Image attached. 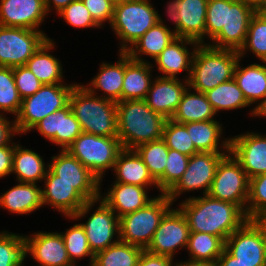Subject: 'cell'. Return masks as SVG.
<instances>
[{
	"label": "cell",
	"mask_w": 266,
	"mask_h": 266,
	"mask_svg": "<svg viewBox=\"0 0 266 266\" xmlns=\"http://www.w3.org/2000/svg\"><path fill=\"white\" fill-rule=\"evenodd\" d=\"M189 235L190 228L185 216L179 208H171L161 219L146 250L150 253L169 256L173 259L176 250H181L183 247L186 249Z\"/></svg>",
	"instance_id": "cell-15"
},
{
	"label": "cell",
	"mask_w": 266,
	"mask_h": 266,
	"mask_svg": "<svg viewBox=\"0 0 266 266\" xmlns=\"http://www.w3.org/2000/svg\"><path fill=\"white\" fill-rule=\"evenodd\" d=\"M248 220H266V173L249 179Z\"/></svg>",
	"instance_id": "cell-42"
},
{
	"label": "cell",
	"mask_w": 266,
	"mask_h": 266,
	"mask_svg": "<svg viewBox=\"0 0 266 266\" xmlns=\"http://www.w3.org/2000/svg\"><path fill=\"white\" fill-rule=\"evenodd\" d=\"M177 266H216V262H206V261H194V260H188V261H182L179 263H175Z\"/></svg>",
	"instance_id": "cell-57"
},
{
	"label": "cell",
	"mask_w": 266,
	"mask_h": 266,
	"mask_svg": "<svg viewBox=\"0 0 266 266\" xmlns=\"http://www.w3.org/2000/svg\"><path fill=\"white\" fill-rule=\"evenodd\" d=\"M98 201V208L85 223H80L85 229L90 249L94 254L119 241V217L101 198H98ZM115 234L118 237L116 240L113 239Z\"/></svg>",
	"instance_id": "cell-17"
},
{
	"label": "cell",
	"mask_w": 266,
	"mask_h": 266,
	"mask_svg": "<svg viewBox=\"0 0 266 266\" xmlns=\"http://www.w3.org/2000/svg\"><path fill=\"white\" fill-rule=\"evenodd\" d=\"M134 150L142 158L149 174L157 181L164 174L166 168L169 148L165 141L160 139L146 142L138 145Z\"/></svg>",
	"instance_id": "cell-40"
},
{
	"label": "cell",
	"mask_w": 266,
	"mask_h": 266,
	"mask_svg": "<svg viewBox=\"0 0 266 266\" xmlns=\"http://www.w3.org/2000/svg\"><path fill=\"white\" fill-rule=\"evenodd\" d=\"M202 196L190 197L179 205L190 232L209 233L226 241L248 220L238 205L212 198L208 194Z\"/></svg>",
	"instance_id": "cell-1"
},
{
	"label": "cell",
	"mask_w": 266,
	"mask_h": 266,
	"mask_svg": "<svg viewBox=\"0 0 266 266\" xmlns=\"http://www.w3.org/2000/svg\"><path fill=\"white\" fill-rule=\"evenodd\" d=\"M0 206L21 215L32 213L43 206L42 189L36 183L19 182L0 196Z\"/></svg>",
	"instance_id": "cell-32"
},
{
	"label": "cell",
	"mask_w": 266,
	"mask_h": 266,
	"mask_svg": "<svg viewBox=\"0 0 266 266\" xmlns=\"http://www.w3.org/2000/svg\"><path fill=\"white\" fill-rule=\"evenodd\" d=\"M230 152L248 178L266 173V135L247 132L230 138Z\"/></svg>",
	"instance_id": "cell-18"
},
{
	"label": "cell",
	"mask_w": 266,
	"mask_h": 266,
	"mask_svg": "<svg viewBox=\"0 0 266 266\" xmlns=\"http://www.w3.org/2000/svg\"><path fill=\"white\" fill-rule=\"evenodd\" d=\"M49 165L45 166L43 158L32 151L15 144L12 161V173H15L18 182L37 183L47 174Z\"/></svg>",
	"instance_id": "cell-34"
},
{
	"label": "cell",
	"mask_w": 266,
	"mask_h": 266,
	"mask_svg": "<svg viewBox=\"0 0 266 266\" xmlns=\"http://www.w3.org/2000/svg\"><path fill=\"white\" fill-rule=\"evenodd\" d=\"M188 87L187 79L180 82L178 78H166L160 75L151 83L145 102L154 112L171 119Z\"/></svg>",
	"instance_id": "cell-21"
},
{
	"label": "cell",
	"mask_w": 266,
	"mask_h": 266,
	"mask_svg": "<svg viewBox=\"0 0 266 266\" xmlns=\"http://www.w3.org/2000/svg\"><path fill=\"white\" fill-rule=\"evenodd\" d=\"M22 98L16 87L13 68L0 67V113L1 111L18 115Z\"/></svg>",
	"instance_id": "cell-43"
},
{
	"label": "cell",
	"mask_w": 266,
	"mask_h": 266,
	"mask_svg": "<svg viewBox=\"0 0 266 266\" xmlns=\"http://www.w3.org/2000/svg\"><path fill=\"white\" fill-rule=\"evenodd\" d=\"M173 203L166 194H159L146 206L119 218V240L144 250Z\"/></svg>",
	"instance_id": "cell-6"
},
{
	"label": "cell",
	"mask_w": 266,
	"mask_h": 266,
	"mask_svg": "<svg viewBox=\"0 0 266 266\" xmlns=\"http://www.w3.org/2000/svg\"><path fill=\"white\" fill-rule=\"evenodd\" d=\"M117 63L103 62L100 70L88 86H84L90 93L96 95V90L104 92L103 98L118 102L122 101V87L125 74V52H119Z\"/></svg>",
	"instance_id": "cell-28"
},
{
	"label": "cell",
	"mask_w": 266,
	"mask_h": 266,
	"mask_svg": "<svg viewBox=\"0 0 266 266\" xmlns=\"http://www.w3.org/2000/svg\"><path fill=\"white\" fill-rule=\"evenodd\" d=\"M240 59L236 64L233 78L250 105L258 102L251 111V115L255 117L266 104V62L242 67Z\"/></svg>",
	"instance_id": "cell-23"
},
{
	"label": "cell",
	"mask_w": 266,
	"mask_h": 266,
	"mask_svg": "<svg viewBox=\"0 0 266 266\" xmlns=\"http://www.w3.org/2000/svg\"><path fill=\"white\" fill-rule=\"evenodd\" d=\"M189 89L187 88L184 92L179 106L171 119L180 124L215 120L213 117L216 113L207 100L205 93L197 91L191 93Z\"/></svg>",
	"instance_id": "cell-35"
},
{
	"label": "cell",
	"mask_w": 266,
	"mask_h": 266,
	"mask_svg": "<svg viewBox=\"0 0 266 266\" xmlns=\"http://www.w3.org/2000/svg\"><path fill=\"white\" fill-rule=\"evenodd\" d=\"M264 11H266V0H264Z\"/></svg>",
	"instance_id": "cell-62"
},
{
	"label": "cell",
	"mask_w": 266,
	"mask_h": 266,
	"mask_svg": "<svg viewBox=\"0 0 266 266\" xmlns=\"http://www.w3.org/2000/svg\"><path fill=\"white\" fill-rule=\"evenodd\" d=\"M264 266H266V247H265V255H264Z\"/></svg>",
	"instance_id": "cell-61"
},
{
	"label": "cell",
	"mask_w": 266,
	"mask_h": 266,
	"mask_svg": "<svg viewBox=\"0 0 266 266\" xmlns=\"http://www.w3.org/2000/svg\"><path fill=\"white\" fill-rule=\"evenodd\" d=\"M49 169L58 176V180L73 185V188L86 200L100 197V180L67 150H61L52 156Z\"/></svg>",
	"instance_id": "cell-14"
},
{
	"label": "cell",
	"mask_w": 266,
	"mask_h": 266,
	"mask_svg": "<svg viewBox=\"0 0 266 266\" xmlns=\"http://www.w3.org/2000/svg\"><path fill=\"white\" fill-rule=\"evenodd\" d=\"M186 45L193 46V50L189 52ZM198 45V42L188 38L176 37L173 39L161 54L154 59L158 71L163 74L162 77L177 79L179 78L177 74L182 71H188V77L186 76L188 81L191 73L192 59Z\"/></svg>",
	"instance_id": "cell-24"
},
{
	"label": "cell",
	"mask_w": 266,
	"mask_h": 266,
	"mask_svg": "<svg viewBox=\"0 0 266 266\" xmlns=\"http://www.w3.org/2000/svg\"><path fill=\"white\" fill-rule=\"evenodd\" d=\"M45 187L42 189L43 205L48 204L70 219L85 217L89 210L98 202V198L86 201L74 188L73 185L58 180L50 169L45 175Z\"/></svg>",
	"instance_id": "cell-12"
},
{
	"label": "cell",
	"mask_w": 266,
	"mask_h": 266,
	"mask_svg": "<svg viewBox=\"0 0 266 266\" xmlns=\"http://www.w3.org/2000/svg\"><path fill=\"white\" fill-rule=\"evenodd\" d=\"M48 38L39 49L28 59L26 66L43 85L63 83V68L61 62L49 53L55 46Z\"/></svg>",
	"instance_id": "cell-33"
},
{
	"label": "cell",
	"mask_w": 266,
	"mask_h": 266,
	"mask_svg": "<svg viewBox=\"0 0 266 266\" xmlns=\"http://www.w3.org/2000/svg\"><path fill=\"white\" fill-rule=\"evenodd\" d=\"M175 38V32L165 26L158 14V23L149 28L126 53L139 62H145L141 55L150 56L154 60Z\"/></svg>",
	"instance_id": "cell-26"
},
{
	"label": "cell",
	"mask_w": 266,
	"mask_h": 266,
	"mask_svg": "<svg viewBox=\"0 0 266 266\" xmlns=\"http://www.w3.org/2000/svg\"><path fill=\"white\" fill-rule=\"evenodd\" d=\"M239 58L236 50L215 48L208 43L199 44L192 59L189 88L205 93L233 79Z\"/></svg>",
	"instance_id": "cell-4"
},
{
	"label": "cell",
	"mask_w": 266,
	"mask_h": 266,
	"mask_svg": "<svg viewBox=\"0 0 266 266\" xmlns=\"http://www.w3.org/2000/svg\"><path fill=\"white\" fill-rule=\"evenodd\" d=\"M183 125L186 127L195 148L199 152H230V138H227L225 141L219 140L222 136L223 129L222 124L217 120L188 122ZM220 141H222L221 144L219 143ZM219 148L222 150L220 151Z\"/></svg>",
	"instance_id": "cell-31"
},
{
	"label": "cell",
	"mask_w": 266,
	"mask_h": 266,
	"mask_svg": "<svg viewBox=\"0 0 266 266\" xmlns=\"http://www.w3.org/2000/svg\"><path fill=\"white\" fill-rule=\"evenodd\" d=\"M257 116L259 117H266V104L261 108V110H259Z\"/></svg>",
	"instance_id": "cell-59"
},
{
	"label": "cell",
	"mask_w": 266,
	"mask_h": 266,
	"mask_svg": "<svg viewBox=\"0 0 266 266\" xmlns=\"http://www.w3.org/2000/svg\"><path fill=\"white\" fill-rule=\"evenodd\" d=\"M227 18V0H208L207 13L205 20V36L210 41L221 31L226 28Z\"/></svg>",
	"instance_id": "cell-47"
},
{
	"label": "cell",
	"mask_w": 266,
	"mask_h": 266,
	"mask_svg": "<svg viewBox=\"0 0 266 266\" xmlns=\"http://www.w3.org/2000/svg\"><path fill=\"white\" fill-rule=\"evenodd\" d=\"M14 123V120L13 122L7 120L3 112L0 113V147L8 145L12 141L11 137L17 134Z\"/></svg>",
	"instance_id": "cell-53"
},
{
	"label": "cell",
	"mask_w": 266,
	"mask_h": 266,
	"mask_svg": "<svg viewBox=\"0 0 266 266\" xmlns=\"http://www.w3.org/2000/svg\"><path fill=\"white\" fill-rule=\"evenodd\" d=\"M71 262H77L76 259L90 257V265L93 264L95 254L90 249L85 229L81 224H75L67 229L65 233H60Z\"/></svg>",
	"instance_id": "cell-46"
},
{
	"label": "cell",
	"mask_w": 266,
	"mask_h": 266,
	"mask_svg": "<svg viewBox=\"0 0 266 266\" xmlns=\"http://www.w3.org/2000/svg\"><path fill=\"white\" fill-rule=\"evenodd\" d=\"M169 149L176 150L189 157L198 153L190 134L183 124L167 119L164 125L163 138Z\"/></svg>",
	"instance_id": "cell-45"
},
{
	"label": "cell",
	"mask_w": 266,
	"mask_h": 266,
	"mask_svg": "<svg viewBox=\"0 0 266 266\" xmlns=\"http://www.w3.org/2000/svg\"><path fill=\"white\" fill-rule=\"evenodd\" d=\"M116 181L118 183L139 185L145 188L155 186L156 181L149 174L147 166L134 149H123L114 164Z\"/></svg>",
	"instance_id": "cell-27"
},
{
	"label": "cell",
	"mask_w": 266,
	"mask_h": 266,
	"mask_svg": "<svg viewBox=\"0 0 266 266\" xmlns=\"http://www.w3.org/2000/svg\"><path fill=\"white\" fill-rule=\"evenodd\" d=\"M32 129H36L44 138L61 146L62 150H66L82 133L80 123L69 103L43 118Z\"/></svg>",
	"instance_id": "cell-19"
},
{
	"label": "cell",
	"mask_w": 266,
	"mask_h": 266,
	"mask_svg": "<svg viewBox=\"0 0 266 266\" xmlns=\"http://www.w3.org/2000/svg\"><path fill=\"white\" fill-rule=\"evenodd\" d=\"M118 139L123 149L163 138L166 118L154 112L145 100L116 102Z\"/></svg>",
	"instance_id": "cell-2"
},
{
	"label": "cell",
	"mask_w": 266,
	"mask_h": 266,
	"mask_svg": "<svg viewBox=\"0 0 266 266\" xmlns=\"http://www.w3.org/2000/svg\"><path fill=\"white\" fill-rule=\"evenodd\" d=\"M143 250L119 240L116 244L97 252L92 266H137Z\"/></svg>",
	"instance_id": "cell-37"
},
{
	"label": "cell",
	"mask_w": 266,
	"mask_h": 266,
	"mask_svg": "<svg viewBox=\"0 0 266 266\" xmlns=\"http://www.w3.org/2000/svg\"><path fill=\"white\" fill-rule=\"evenodd\" d=\"M73 114L82 132L105 137H118L116 102L90 93L76 83L69 96Z\"/></svg>",
	"instance_id": "cell-3"
},
{
	"label": "cell",
	"mask_w": 266,
	"mask_h": 266,
	"mask_svg": "<svg viewBox=\"0 0 266 266\" xmlns=\"http://www.w3.org/2000/svg\"><path fill=\"white\" fill-rule=\"evenodd\" d=\"M66 150L88 168L101 185L105 171L113 169L123 147L118 137L82 132Z\"/></svg>",
	"instance_id": "cell-8"
},
{
	"label": "cell",
	"mask_w": 266,
	"mask_h": 266,
	"mask_svg": "<svg viewBox=\"0 0 266 266\" xmlns=\"http://www.w3.org/2000/svg\"><path fill=\"white\" fill-rule=\"evenodd\" d=\"M64 266H76V263H75V262H71V263H69V264H67V265H64ZM77 266H78V265H77ZM89 266H92V265L89 264Z\"/></svg>",
	"instance_id": "cell-60"
},
{
	"label": "cell",
	"mask_w": 266,
	"mask_h": 266,
	"mask_svg": "<svg viewBox=\"0 0 266 266\" xmlns=\"http://www.w3.org/2000/svg\"><path fill=\"white\" fill-rule=\"evenodd\" d=\"M205 95L216 114L220 110H233L250 106L234 78L205 92Z\"/></svg>",
	"instance_id": "cell-38"
},
{
	"label": "cell",
	"mask_w": 266,
	"mask_h": 266,
	"mask_svg": "<svg viewBox=\"0 0 266 266\" xmlns=\"http://www.w3.org/2000/svg\"><path fill=\"white\" fill-rule=\"evenodd\" d=\"M152 64L130 58L125 52V74L122 87V101L145 100L152 83Z\"/></svg>",
	"instance_id": "cell-30"
},
{
	"label": "cell",
	"mask_w": 266,
	"mask_h": 266,
	"mask_svg": "<svg viewBox=\"0 0 266 266\" xmlns=\"http://www.w3.org/2000/svg\"><path fill=\"white\" fill-rule=\"evenodd\" d=\"M13 74L22 99L34 95L43 85L26 65L13 67Z\"/></svg>",
	"instance_id": "cell-49"
},
{
	"label": "cell",
	"mask_w": 266,
	"mask_h": 266,
	"mask_svg": "<svg viewBox=\"0 0 266 266\" xmlns=\"http://www.w3.org/2000/svg\"><path fill=\"white\" fill-rule=\"evenodd\" d=\"M247 49L266 62V11H256L251 17L244 45L238 51L240 58Z\"/></svg>",
	"instance_id": "cell-39"
},
{
	"label": "cell",
	"mask_w": 266,
	"mask_h": 266,
	"mask_svg": "<svg viewBox=\"0 0 266 266\" xmlns=\"http://www.w3.org/2000/svg\"><path fill=\"white\" fill-rule=\"evenodd\" d=\"M24 238L27 254L40 264L37 266H64L71 263L60 233L39 231Z\"/></svg>",
	"instance_id": "cell-22"
},
{
	"label": "cell",
	"mask_w": 266,
	"mask_h": 266,
	"mask_svg": "<svg viewBox=\"0 0 266 266\" xmlns=\"http://www.w3.org/2000/svg\"><path fill=\"white\" fill-rule=\"evenodd\" d=\"M216 266H249L237 261L226 248L223 250L222 255L217 259Z\"/></svg>",
	"instance_id": "cell-55"
},
{
	"label": "cell",
	"mask_w": 266,
	"mask_h": 266,
	"mask_svg": "<svg viewBox=\"0 0 266 266\" xmlns=\"http://www.w3.org/2000/svg\"><path fill=\"white\" fill-rule=\"evenodd\" d=\"M246 4L252 6L256 11H264V0H243Z\"/></svg>",
	"instance_id": "cell-58"
},
{
	"label": "cell",
	"mask_w": 266,
	"mask_h": 266,
	"mask_svg": "<svg viewBox=\"0 0 266 266\" xmlns=\"http://www.w3.org/2000/svg\"><path fill=\"white\" fill-rule=\"evenodd\" d=\"M266 220H247L225 241V248L237 261L249 266H264Z\"/></svg>",
	"instance_id": "cell-11"
},
{
	"label": "cell",
	"mask_w": 266,
	"mask_h": 266,
	"mask_svg": "<svg viewBox=\"0 0 266 266\" xmlns=\"http://www.w3.org/2000/svg\"><path fill=\"white\" fill-rule=\"evenodd\" d=\"M228 153L198 152L189 158L187 169L177 184L166 194L174 203L184 192L203 189L208 194L220 160Z\"/></svg>",
	"instance_id": "cell-13"
},
{
	"label": "cell",
	"mask_w": 266,
	"mask_h": 266,
	"mask_svg": "<svg viewBox=\"0 0 266 266\" xmlns=\"http://www.w3.org/2000/svg\"><path fill=\"white\" fill-rule=\"evenodd\" d=\"M152 6L149 0L115 1L111 27L121 39L119 52H127L149 28L158 23V11Z\"/></svg>",
	"instance_id": "cell-5"
},
{
	"label": "cell",
	"mask_w": 266,
	"mask_h": 266,
	"mask_svg": "<svg viewBox=\"0 0 266 266\" xmlns=\"http://www.w3.org/2000/svg\"><path fill=\"white\" fill-rule=\"evenodd\" d=\"M120 218L125 214L135 212L146 206L154 198L147 195V188L115 182L104 197H100Z\"/></svg>",
	"instance_id": "cell-25"
},
{
	"label": "cell",
	"mask_w": 266,
	"mask_h": 266,
	"mask_svg": "<svg viewBox=\"0 0 266 266\" xmlns=\"http://www.w3.org/2000/svg\"><path fill=\"white\" fill-rule=\"evenodd\" d=\"M47 12L44 0H0V25L38 30Z\"/></svg>",
	"instance_id": "cell-20"
},
{
	"label": "cell",
	"mask_w": 266,
	"mask_h": 266,
	"mask_svg": "<svg viewBox=\"0 0 266 266\" xmlns=\"http://www.w3.org/2000/svg\"><path fill=\"white\" fill-rule=\"evenodd\" d=\"M11 144V146H10ZM15 143L0 147V178L12 174V161Z\"/></svg>",
	"instance_id": "cell-51"
},
{
	"label": "cell",
	"mask_w": 266,
	"mask_h": 266,
	"mask_svg": "<svg viewBox=\"0 0 266 266\" xmlns=\"http://www.w3.org/2000/svg\"><path fill=\"white\" fill-rule=\"evenodd\" d=\"M173 259L169 256L157 255L143 250L137 266H171Z\"/></svg>",
	"instance_id": "cell-52"
},
{
	"label": "cell",
	"mask_w": 266,
	"mask_h": 266,
	"mask_svg": "<svg viewBox=\"0 0 266 266\" xmlns=\"http://www.w3.org/2000/svg\"><path fill=\"white\" fill-rule=\"evenodd\" d=\"M26 235L0 232V266H23L27 257Z\"/></svg>",
	"instance_id": "cell-41"
},
{
	"label": "cell",
	"mask_w": 266,
	"mask_h": 266,
	"mask_svg": "<svg viewBox=\"0 0 266 266\" xmlns=\"http://www.w3.org/2000/svg\"><path fill=\"white\" fill-rule=\"evenodd\" d=\"M186 249L190 260L216 262L225 249V241L209 233L190 232Z\"/></svg>",
	"instance_id": "cell-36"
},
{
	"label": "cell",
	"mask_w": 266,
	"mask_h": 266,
	"mask_svg": "<svg viewBox=\"0 0 266 266\" xmlns=\"http://www.w3.org/2000/svg\"><path fill=\"white\" fill-rule=\"evenodd\" d=\"M208 195L224 202L234 203L246 214L249 178L231 152L220 160Z\"/></svg>",
	"instance_id": "cell-9"
},
{
	"label": "cell",
	"mask_w": 266,
	"mask_h": 266,
	"mask_svg": "<svg viewBox=\"0 0 266 266\" xmlns=\"http://www.w3.org/2000/svg\"><path fill=\"white\" fill-rule=\"evenodd\" d=\"M92 18L99 27H103L104 22L108 21L111 25L114 11V0H82Z\"/></svg>",
	"instance_id": "cell-50"
},
{
	"label": "cell",
	"mask_w": 266,
	"mask_h": 266,
	"mask_svg": "<svg viewBox=\"0 0 266 266\" xmlns=\"http://www.w3.org/2000/svg\"><path fill=\"white\" fill-rule=\"evenodd\" d=\"M76 84H50L34 94L22 99L20 111L15 116L14 124L17 134L27 133L43 118L69 103V96Z\"/></svg>",
	"instance_id": "cell-7"
},
{
	"label": "cell",
	"mask_w": 266,
	"mask_h": 266,
	"mask_svg": "<svg viewBox=\"0 0 266 266\" xmlns=\"http://www.w3.org/2000/svg\"><path fill=\"white\" fill-rule=\"evenodd\" d=\"M189 156L169 149L164 174L156 181L161 194H167L181 179L187 169Z\"/></svg>",
	"instance_id": "cell-44"
},
{
	"label": "cell",
	"mask_w": 266,
	"mask_h": 266,
	"mask_svg": "<svg viewBox=\"0 0 266 266\" xmlns=\"http://www.w3.org/2000/svg\"><path fill=\"white\" fill-rule=\"evenodd\" d=\"M58 14L69 25L76 28H100L91 16L82 0H74L63 8Z\"/></svg>",
	"instance_id": "cell-48"
},
{
	"label": "cell",
	"mask_w": 266,
	"mask_h": 266,
	"mask_svg": "<svg viewBox=\"0 0 266 266\" xmlns=\"http://www.w3.org/2000/svg\"><path fill=\"white\" fill-rule=\"evenodd\" d=\"M48 38L42 31L0 25V67L26 65Z\"/></svg>",
	"instance_id": "cell-10"
},
{
	"label": "cell",
	"mask_w": 266,
	"mask_h": 266,
	"mask_svg": "<svg viewBox=\"0 0 266 266\" xmlns=\"http://www.w3.org/2000/svg\"><path fill=\"white\" fill-rule=\"evenodd\" d=\"M208 0H178L180 37L204 44Z\"/></svg>",
	"instance_id": "cell-29"
},
{
	"label": "cell",
	"mask_w": 266,
	"mask_h": 266,
	"mask_svg": "<svg viewBox=\"0 0 266 266\" xmlns=\"http://www.w3.org/2000/svg\"><path fill=\"white\" fill-rule=\"evenodd\" d=\"M256 10L243 0H227L226 28L212 39L208 45L215 48L239 51L244 45L249 22Z\"/></svg>",
	"instance_id": "cell-16"
},
{
	"label": "cell",
	"mask_w": 266,
	"mask_h": 266,
	"mask_svg": "<svg viewBox=\"0 0 266 266\" xmlns=\"http://www.w3.org/2000/svg\"><path fill=\"white\" fill-rule=\"evenodd\" d=\"M72 1L74 0H44V6L47 14L50 12L53 5V9L58 13Z\"/></svg>",
	"instance_id": "cell-56"
},
{
	"label": "cell",
	"mask_w": 266,
	"mask_h": 266,
	"mask_svg": "<svg viewBox=\"0 0 266 266\" xmlns=\"http://www.w3.org/2000/svg\"><path fill=\"white\" fill-rule=\"evenodd\" d=\"M166 10L169 18L174 22V32L176 37H180V17L178 15V0H172L171 2H169Z\"/></svg>",
	"instance_id": "cell-54"
}]
</instances>
